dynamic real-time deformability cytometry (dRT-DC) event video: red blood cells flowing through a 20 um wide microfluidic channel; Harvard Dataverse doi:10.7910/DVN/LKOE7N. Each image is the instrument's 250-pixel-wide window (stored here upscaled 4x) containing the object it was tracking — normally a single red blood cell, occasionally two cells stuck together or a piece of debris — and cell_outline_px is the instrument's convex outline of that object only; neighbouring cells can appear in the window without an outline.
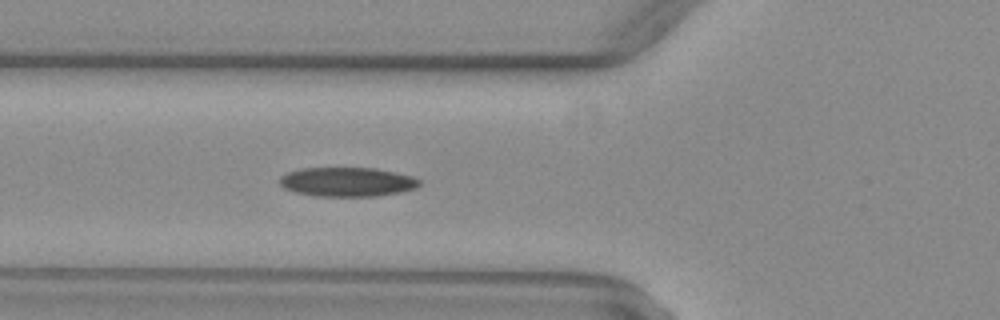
{"species": "common noctule bat (a hibernating species)", "species_latin": "Nyctalus noctula", "temperature_condition": "warm", "stored_images_in_passage": 37, "camera_frame_rate_fps": 3000, "um_per_image_px": 0.085, "animal": {"sex": "female", "body_mass_g": 29.2, "forearm_length_mm": 56.3}, "frame": {"image": 1, "passage_image": 5, "time_ms": 1.333, "image_size_px": [1000, 320], "cell_outline_px": [[420, 184], [416, 188], [400, 192], [376, 196], [316, 196], [296, 192], [284, 188], [280, 184], [280, 176], [288, 172], [300, 168], [376, 168], [412, 176], [420, 180]], "centroid_in_image_um": [29.51, 15.46], "position_along_channel_um": 96.3, "area_um2": 23.76}}
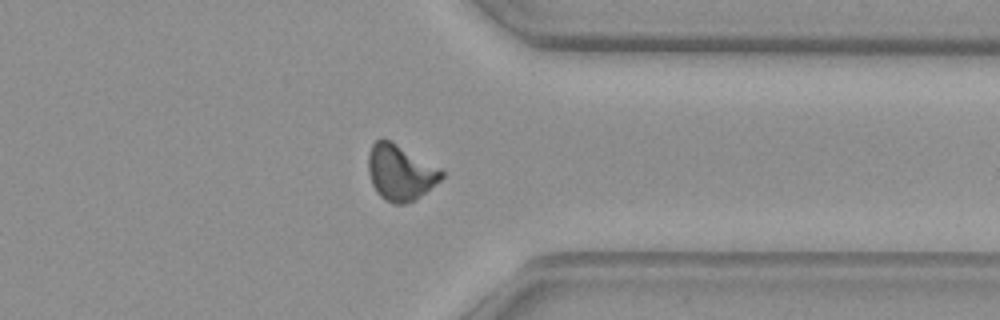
{"frame": {"image": 2, "passage_image": 26, "time_ms": 8.333, "image_size_px": [1000, 320], "cell_outline_px": [[444, 176], [440, 180], [420, 196], [404, 204], [392, 204], [384, 200], [376, 192], [372, 184], [368, 172], [368, 152], [372, 144], [376, 140], [384, 136], [440, 168], [444, 172]], "centroid_in_image_um": [33.99, 14.64], "position_along_channel_um": 377.4, "area_um2": 23.93}}
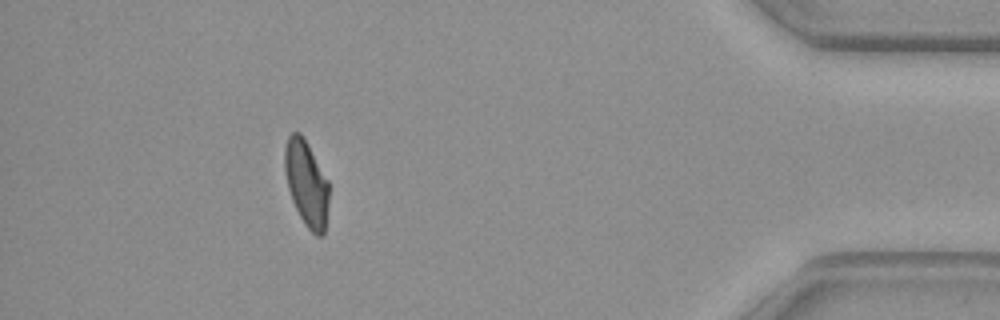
{"frame": {"image": 3, "passage_image": 32, "time_ms": 10.333, "image_size_px": [1000, 320], "cell_outline_px": [[328, 204], [324, 236], [316, 236], [304, 224], [292, 200], [288, 188], [284, 168], [284, 148], [288, 136], [292, 132], [300, 132], [304, 136], [328, 180]], "centroid_in_image_um": [26.04, 15.56], "position_along_channel_um": 409.2, "area_um2": 22.2}, "authors_computed_cell_mechanics": {"area_um2": 23.1778, "velocity_mm_per_s": 4.0823, "shape_relaxation_time_tau1_ms": null, "shape_relaxation_time_tau2_ms": 3.1983, "deformation_change_tau1": null, "deformation_change_tau2": 0.0846}}